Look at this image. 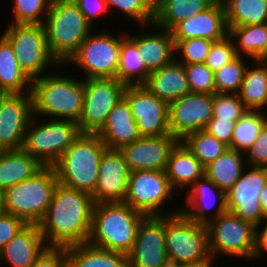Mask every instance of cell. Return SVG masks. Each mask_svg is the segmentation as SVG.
Segmentation results:
<instances>
[{
  "instance_id": "obj_1",
  "label": "cell",
  "mask_w": 267,
  "mask_h": 267,
  "mask_svg": "<svg viewBox=\"0 0 267 267\" xmlns=\"http://www.w3.org/2000/svg\"><path fill=\"white\" fill-rule=\"evenodd\" d=\"M93 208L91 194L58 183L47 212L39 224L46 245L67 248L88 243Z\"/></svg>"
},
{
  "instance_id": "obj_2",
  "label": "cell",
  "mask_w": 267,
  "mask_h": 267,
  "mask_svg": "<svg viewBox=\"0 0 267 267\" xmlns=\"http://www.w3.org/2000/svg\"><path fill=\"white\" fill-rule=\"evenodd\" d=\"M64 66L32 80L34 115L78 123L83 111L84 83L80 76L77 79L65 74L61 68Z\"/></svg>"
},
{
  "instance_id": "obj_3",
  "label": "cell",
  "mask_w": 267,
  "mask_h": 267,
  "mask_svg": "<svg viewBox=\"0 0 267 267\" xmlns=\"http://www.w3.org/2000/svg\"><path fill=\"white\" fill-rule=\"evenodd\" d=\"M144 217L145 215L124 202L94 204L88 243L99 249L128 255Z\"/></svg>"
},
{
  "instance_id": "obj_4",
  "label": "cell",
  "mask_w": 267,
  "mask_h": 267,
  "mask_svg": "<svg viewBox=\"0 0 267 267\" xmlns=\"http://www.w3.org/2000/svg\"><path fill=\"white\" fill-rule=\"evenodd\" d=\"M107 150L96 133H80L53 165L58 183L92 194L96 188L98 170Z\"/></svg>"
},
{
  "instance_id": "obj_5",
  "label": "cell",
  "mask_w": 267,
  "mask_h": 267,
  "mask_svg": "<svg viewBox=\"0 0 267 267\" xmlns=\"http://www.w3.org/2000/svg\"><path fill=\"white\" fill-rule=\"evenodd\" d=\"M44 26L53 58L65 65L94 30L73 0H53Z\"/></svg>"
},
{
  "instance_id": "obj_6",
  "label": "cell",
  "mask_w": 267,
  "mask_h": 267,
  "mask_svg": "<svg viewBox=\"0 0 267 267\" xmlns=\"http://www.w3.org/2000/svg\"><path fill=\"white\" fill-rule=\"evenodd\" d=\"M58 179L53 166H44L28 180L1 192L5 212L26 225H39L52 201Z\"/></svg>"
},
{
  "instance_id": "obj_7",
  "label": "cell",
  "mask_w": 267,
  "mask_h": 267,
  "mask_svg": "<svg viewBox=\"0 0 267 267\" xmlns=\"http://www.w3.org/2000/svg\"><path fill=\"white\" fill-rule=\"evenodd\" d=\"M165 245L169 263L215 265L209 251L207 226L182 212L165 215Z\"/></svg>"
},
{
  "instance_id": "obj_8",
  "label": "cell",
  "mask_w": 267,
  "mask_h": 267,
  "mask_svg": "<svg viewBox=\"0 0 267 267\" xmlns=\"http://www.w3.org/2000/svg\"><path fill=\"white\" fill-rule=\"evenodd\" d=\"M96 29L81 43L65 66L70 63L72 70L83 71L79 75H82V79L116 78L121 39L126 35V29L122 27L119 34L118 31L115 34L116 32L112 33L107 28L103 31ZM74 66L78 68L75 69Z\"/></svg>"
},
{
  "instance_id": "obj_9",
  "label": "cell",
  "mask_w": 267,
  "mask_h": 267,
  "mask_svg": "<svg viewBox=\"0 0 267 267\" xmlns=\"http://www.w3.org/2000/svg\"><path fill=\"white\" fill-rule=\"evenodd\" d=\"M6 25L2 35L12 45L18 64L31 80L42 77L60 66L48 48L44 24Z\"/></svg>"
},
{
  "instance_id": "obj_10",
  "label": "cell",
  "mask_w": 267,
  "mask_h": 267,
  "mask_svg": "<svg viewBox=\"0 0 267 267\" xmlns=\"http://www.w3.org/2000/svg\"><path fill=\"white\" fill-rule=\"evenodd\" d=\"M80 133L74 121L34 115L26 131L23 149L43 166H53Z\"/></svg>"
},
{
  "instance_id": "obj_11",
  "label": "cell",
  "mask_w": 267,
  "mask_h": 267,
  "mask_svg": "<svg viewBox=\"0 0 267 267\" xmlns=\"http://www.w3.org/2000/svg\"><path fill=\"white\" fill-rule=\"evenodd\" d=\"M206 226L213 264L222 255L254 261L256 227L251 223L227 211Z\"/></svg>"
},
{
  "instance_id": "obj_12",
  "label": "cell",
  "mask_w": 267,
  "mask_h": 267,
  "mask_svg": "<svg viewBox=\"0 0 267 267\" xmlns=\"http://www.w3.org/2000/svg\"><path fill=\"white\" fill-rule=\"evenodd\" d=\"M174 195L178 196L171 187L165 170H139L130 172L124 203L145 216L172 215L180 212L177 205L174 209L170 207L165 210L168 202H175L172 200Z\"/></svg>"
},
{
  "instance_id": "obj_13",
  "label": "cell",
  "mask_w": 267,
  "mask_h": 267,
  "mask_svg": "<svg viewBox=\"0 0 267 267\" xmlns=\"http://www.w3.org/2000/svg\"><path fill=\"white\" fill-rule=\"evenodd\" d=\"M83 83V111L77 124L81 133H97L123 97L125 85L116 78H89Z\"/></svg>"
},
{
  "instance_id": "obj_14",
  "label": "cell",
  "mask_w": 267,
  "mask_h": 267,
  "mask_svg": "<svg viewBox=\"0 0 267 267\" xmlns=\"http://www.w3.org/2000/svg\"><path fill=\"white\" fill-rule=\"evenodd\" d=\"M123 97L129 104L141 137L171 134L167 102L152 94L144 85L125 86Z\"/></svg>"
},
{
  "instance_id": "obj_15",
  "label": "cell",
  "mask_w": 267,
  "mask_h": 267,
  "mask_svg": "<svg viewBox=\"0 0 267 267\" xmlns=\"http://www.w3.org/2000/svg\"><path fill=\"white\" fill-rule=\"evenodd\" d=\"M266 183L267 167L247 166L226 192L227 210L257 227L266 218L259 202L260 191Z\"/></svg>"
},
{
  "instance_id": "obj_16",
  "label": "cell",
  "mask_w": 267,
  "mask_h": 267,
  "mask_svg": "<svg viewBox=\"0 0 267 267\" xmlns=\"http://www.w3.org/2000/svg\"><path fill=\"white\" fill-rule=\"evenodd\" d=\"M128 267H167L165 216H145L138 226Z\"/></svg>"
},
{
  "instance_id": "obj_17",
  "label": "cell",
  "mask_w": 267,
  "mask_h": 267,
  "mask_svg": "<svg viewBox=\"0 0 267 267\" xmlns=\"http://www.w3.org/2000/svg\"><path fill=\"white\" fill-rule=\"evenodd\" d=\"M213 118V95L187 93L169 104V130L182 141L188 134L204 130Z\"/></svg>"
},
{
  "instance_id": "obj_18",
  "label": "cell",
  "mask_w": 267,
  "mask_h": 267,
  "mask_svg": "<svg viewBox=\"0 0 267 267\" xmlns=\"http://www.w3.org/2000/svg\"><path fill=\"white\" fill-rule=\"evenodd\" d=\"M34 116L32 93L7 94L0 105V151L23 149Z\"/></svg>"
},
{
  "instance_id": "obj_19",
  "label": "cell",
  "mask_w": 267,
  "mask_h": 267,
  "mask_svg": "<svg viewBox=\"0 0 267 267\" xmlns=\"http://www.w3.org/2000/svg\"><path fill=\"white\" fill-rule=\"evenodd\" d=\"M178 142L179 140L171 134L140 137L132 143L123 145L119 151L123 154L130 172L139 170L164 171L170 153Z\"/></svg>"
},
{
  "instance_id": "obj_20",
  "label": "cell",
  "mask_w": 267,
  "mask_h": 267,
  "mask_svg": "<svg viewBox=\"0 0 267 267\" xmlns=\"http://www.w3.org/2000/svg\"><path fill=\"white\" fill-rule=\"evenodd\" d=\"M130 171L118 149H107L101 158L96 188L91 194L94 204L124 202Z\"/></svg>"
},
{
  "instance_id": "obj_21",
  "label": "cell",
  "mask_w": 267,
  "mask_h": 267,
  "mask_svg": "<svg viewBox=\"0 0 267 267\" xmlns=\"http://www.w3.org/2000/svg\"><path fill=\"white\" fill-rule=\"evenodd\" d=\"M186 205L180 206V212L191 220L207 225L211 220L227 212L226 192L220 189L206 176L197 180L186 191Z\"/></svg>"
},
{
  "instance_id": "obj_22",
  "label": "cell",
  "mask_w": 267,
  "mask_h": 267,
  "mask_svg": "<svg viewBox=\"0 0 267 267\" xmlns=\"http://www.w3.org/2000/svg\"><path fill=\"white\" fill-rule=\"evenodd\" d=\"M170 31L174 41L192 38L222 40L229 35L222 1L215 0L204 11L180 21Z\"/></svg>"
},
{
  "instance_id": "obj_23",
  "label": "cell",
  "mask_w": 267,
  "mask_h": 267,
  "mask_svg": "<svg viewBox=\"0 0 267 267\" xmlns=\"http://www.w3.org/2000/svg\"><path fill=\"white\" fill-rule=\"evenodd\" d=\"M137 49L141 52L149 73L161 69L175 59V43L171 31L161 29L154 24L141 26L138 29Z\"/></svg>"
},
{
  "instance_id": "obj_24",
  "label": "cell",
  "mask_w": 267,
  "mask_h": 267,
  "mask_svg": "<svg viewBox=\"0 0 267 267\" xmlns=\"http://www.w3.org/2000/svg\"><path fill=\"white\" fill-rule=\"evenodd\" d=\"M47 247L39 225H26L4 246L0 267H31Z\"/></svg>"
},
{
  "instance_id": "obj_25",
  "label": "cell",
  "mask_w": 267,
  "mask_h": 267,
  "mask_svg": "<svg viewBox=\"0 0 267 267\" xmlns=\"http://www.w3.org/2000/svg\"><path fill=\"white\" fill-rule=\"evenodd\" d=\"M107 149H120L139 139L137 124L128 102L122 97L108 114L103 127L96 133Z\"/></svg>"
},
{
  "instance_id": "obj_26",
  "label": "cell",
  "mask_w": 267,
  "mask_h": 267,
  "mask_svg": "<svg viewBox=\"0 0 267 267\" xmlns=\"http://www.w3.org/2000/svg\"><path fill=\"white\" fill-rule=\"evenodd\" d=\"M165 172L171 187L180 197L205 176V166L179 141L170 153Z\"/></svg>"
},
{
  "instance_id": "obj_27",
  "label": "cell",
  "mask_w": 267,
  "mask_h": 267,
  "mask_svg": "<svg viewBox=\"0 0 267 267\" xmlns=\"http://www.w3.org/2000/svg\"><path fill=\"white\" fill-rule=\"evenodd\" d=\"M144 86L168 104L190 93L184 64L176 59L150 73Z\"/></svg>"
},
{
  "instance_id": "obj_28",
  "label": "cell",
  "mask_w": 267,
  "mask_h": 267,
  "mask_svg": "<svg viewBox=\"0 0 267 267\" xmlns=\"http://www.w3.org/2000/svg\"><path fill=\"white\" fill-rule=\"evenodd\" d=\"M44 166L24 149L0 151V193L28 180Z\"/></svg>"
},
{
  "instance_id": "obj_29",
  "label": "cell",
  "mask_w": 267,
  "mask_h": 267,
  "mask_svg": "<svg viewBox=\"0 0 267 267\" xmlns=\"http://www.w3.org/2000/svg\"><path fill=\"white\" fill-rule=\"evenodd\" d=\"M149 74L137 49V32L132 34L126 29V35L121 39L116 79L125 86L144 85Z\"/></svg>"
},
{
  "instance_id": "obj_30",
  "label": "cell",
  "mask_w": 267,
  "mask_h": 267,
  "mask_svg": "<svg viewBox=\"0 0 267 267\" xmlns=\"http://www.w3.org/2000/svg\"><path fill=\"white\" fill-rule=\"evenodd\" d=\"M31 90L32 80L18 64L10 42L0 34V92L23 94Z\"/></svg>"
},
{
  "instance_id": "obj_31",
  "label": "cell",
  "mask_w": 267,
  "mask_h": 267,
  "mask_svg": "<svg viewBox=\"0 0 267 267\" xmlns=\"http://www.w3.org/2000/svg\"><path fill=\"white\" fill-rule=\"evenodd\" d=\"M215 0H155L153 24L171 30L180 21L208 8Z\"/></svg>"
},
{
  "instance_id": "obj_32",
  "label": "cell",
  "mask_w": 267,
  "mask_h": 267,
  "mask_svg": "<svg viewBox=\"0 0 267 267\" xmlns=\"http://www.w3.org/2000/svg\"><path fill=\"white\" fill-rule=\"evenodd\" d=\"M238 94L248 110L263 111L267 106V67L261 60L248 64Z\"/></svg>"
},
{
  "instance_id": "obj_33",
  "label": "cell",
  "mask_w": 267,
  "mask_h": 267,
  "mask_svg": "<svg viewBox=\"0 0 267 267\" xmlns=\"http://www.w3.org/2000/svg\"><path fill=\"white\" fill-rule=\"evenodd\" d=\"M67 267H128V256L89 243L66 248Z\"/></svg>"
},
{
  "instance_id": "obj_34",
  "label": "cell",
  "mask_w": 267,
  "mask_h": 267,
  "mask_svg": "<svg viewBox=\"0 0 267 267\" xmlns=\"http://www.w3.org/2000/svg\"><path fill=\"white\" fill-rule=\"evenodd\" d=\"M247 167L245 154L228 148L220 157L205 166V176L227 192Z\"/></svg>"
},
{
  "instance_id": "obj_35",
  "label": "cell",
  "mask_w": 267,
  "mask_h": 267,
  "mask_svg": "<svg viewBox=\"0 0 267 267\" xmlns=\"http://www.w3.org/2000/svg\"><path fill=\"white\" fill-rule=\"evenodd\" d=\"M229 35L235 43L237 56L252 61L267 57V23L232 27Z\"/></svg>"
},
{
  "instance_id": "obj_36",
  "label": "cell",
  "mask_w": 267,
  "mask_h": 267,
  "mask_svg": "<svg viewBox=\"0 0 267 267\" xmlns=\"http://www.w3.org/2000/svg\"><path fill=\"white\" fill-rule=\"evenodd\" d=\"M228 29L267 23V0H221Z\"/></svg>"
},
{
  "instance_id": "obj_37",
  "label": "cell",
  "mask_w": 267,
  "mask_h": 267,
  "mask_svg": "<svg viewBox=\"0 0 267 267\" xmlns=\"http://www.w3.org/2000/svg\"><path fill=\"white\" fill-rule=\"evenodd\" d=\"M266 122L263 111L249 110L236 122L229 148L246 154Z\"/></svg>"
},
{
  "instance_id": "obj_38",
  "label": "cell",
  "mask_w": 267,
  "mask_h": 267,
  "mask_svg": "<svg viewBox=\"0 0 267 267\" xmlns=\"http://www.w3.org/2000/svg\"><path fill=\"white\" fill-rule=\"evenodd\" d=\"M110 15L122 14L129 22L141 26L153 24L155 17V0H105ZM116 10H115V9ZM113 12V14H111ZM130 17V18H129ZM132 20V21H131ZM136 22V23H135Z\"/></svg>"
},
{
  "instance_id": "obj_39",
  "label": "cell",
  "mask_w": 267,
  "mask_h": 267,
  "mask_svg": "<svg viewBox=\"0 0 267 267\" xmlns=\"http://www.w3.org/2000/svg\"><path fill=\"white\" fill-rule=\"evenodd\" d=\"M182 142L204 166L215 161L229 148L205 130L188 134Z\"/></svg>"
},
{
  "instance_id": "obj_40",
  "label": "cell",
  "mask_w": 267,
  "mask_h": 267,
  "mask_svg": "<svg viewBox=\"0 0 267 267\" xmlns=\"http://www.w3.org/2000/svg\"><path fill=\"white\" fill-rule=\"evenodd\" d=\"M251 61L249 58L237 56L230 63L216 71L214 73L215 93L238 94L243 83L246 67Z\"/></svg>"
},
{
  "instance_id": "obj_41",
  "label": "cell",
  "mask_w": 267,
  "mask_h": 267,
  "mask_svg": "<svg viewBox=\"0 0 267 267\" xmlns=\"http://www.w3.org/2000/svg\"><path fill=\"white\" fill-rule=\"evenodd\" d=\"M12 15L6 24H44L53 0H12Z\"/></svg>"
},
{
  "instance_id": "obj_42",
  "label": "cell",
  "mask_w": 267,
  "mask_h": 267,
  "mask_svg": "<svg viewBox=\"0 0 267 267\" xmlns=\"http://www.w3.org/2000/svg\"><path fill=\"white\" fill-rule=\"evenodd\" d=\"M213 42L204 38L174 41L175 59L182 64L205 63Z\"/></svg>"
},
{
  "instance_id": "obj_43",
  "label": "cell",
  "mask_w": 267,
  "mask_h": 267,
  "mask_svg": "<svg viewBox=\"0 0 267 267\" xmlns=\"http://www.w3.org/2000/svg\"><path fill=\"white\" fill-rule=\"evenodd\" d=\"M249 110L234 93L213 94V118L225 120H239Z\"/></svg>"
},
{
  "instance_id": "obj_44",
  "label": "cell",
  "mask_w": 267,
  "mask_h": 267,
  "mask_svg": "<svg viewBox=\"0 0 267 267\" xmlns=\"http://www.w3.org/2000/svg\"><path fill=\"white\" fill-rule=\"evenodd\" d=\"M184 70L191 93H215L214 73L204 63L184 64Z\"/></svg>"
},
{
  "instance_id": "obj_45",
  "label": "cell",
  "mask_w": 267,
  "mask_h": 267,
  "mask_svg": "<svg viewBox=\"0 0 267 267\" xmlns=\"http://www.w3.org/2000/svg\"><path fill=\"white\" fill-rule=\"evenodd\" d=\"M237 57L235 43L230 35L214 41L206 58L205 65L215 73Z\"/></svg>"
},
{
  "instance_id": "obj_46",
  "label": "cell",
  "mask_w": 267,
  "mask_h": 267,
  "mask_svg": "<svg viewBox=\"0 0 267 267\" xmlns=\"http://www.w3.org/2000/svg\"><path fill=\"white\" fill-rule=\"evenodd\" d=\"M247 166L267 167V122L261 128L257 139L245 154Z\"/></svg>"
},
{
  "instance_id": "obj_47",
  "label": "cell",
  "mask_w": 267,
  "mask_h": 267,
  "mask_svg": "<svg viewBox=\"0 0 267 267\" xmlns=\"http://www.w3.org/2000/svg\"><path fill=\"white\" fill-rule=\"evenodd\" d=\"M73 1L78 6L79 10L84 14L86 20L93 26V28L98 24L97 22H99L100 17L106 18V14H110L105 0Z\"/></svg>"
},
{
  "instance_id": "obj_48",
  "label": "cell",
  "mask_w": 267,
  "mask_h": 267,
  "mask_svg": "<svg viewBox=\"0 0 267 267\" xmlns=\"http://www.w3.org/2000/svg\"><path fill=\"white\" fill-rule=\"evenodd\" d=\"M26 224L18 217L4 213L0 217V253L4 246L23 228Z\"/></svg>"
},
{
  "instance_id": "obj_49",
  "label": "cell",
  "mask_w": 267,
  "mask_h": 267,
  "mask_svg": "<svg viewBox=\"0 0 267 267\" xmlns=\"http://www.w3.org/2000/svg\"><path fill=\"white\" fill-rule=\"evenodd\" d=\"M31 267H67L66 248L47 247Z\"/></svg>"
},
{
  "instance_id": "obj_50",
  "label": "cell",
  "mask_w": 267,
  "mask_h": 267,
  "mask_svg": "<svg viewBox=\"0 0 267 267\" xmlns=\"http://www.w3.org/2000/svg\"><path fill=\"white\" fill-rule=\"evenodd\" d=\"M238 120L211 119L204 130L226 145H231L232 133Z\"/></svg>"
},
{
  "instance_id": "obj_51",
  "label": "cell",
  "mask_w": 267,
  "mask_h": 267,
  "mask_svg": "<svg viewBox=\"0 0 267 267\" xmlns=\"http://www.w3.org/2000/svg\"><path fill=\"white\" fill-rule=\"evenodd\" d=\"M267 255V217L256 227L254 261L258 262Z\"/></svg>"
},
{
  "instance_id": "obj_52",
  "label": "cell",
  "mask_w": 267,
  "mask_h": 267,
  "mask_svg": "<svg viewBox=\"0 0 267 267\" xmlns=\"http://www.w3.org/2000/svg\"><path fill=\"white\" fill-rule=\"evenodd\" d=\"M259 202L261 204L264 215L267 217V183L260 191Z\"/></svg>"
},
{
  "instance_id": "obj_53",
  "label": "cell",
  "mask_w": 267,
  "mask_h": 267,
  "mask_svg": "<svg viewBox=\"0 0 267 267\" xmlns=\"http://www.w3.org/2000/svg\"><path fill=\"white\" fill-rule=\"evenodd\" d=\"M214 265H187V264H173L169 263L167 267H213Z\"/></svg>"
},
{
  "instance_id": "obj_54",
  "label": "cell",
  "mask_w": 267,
  "mask_h": 267,
  "mask_svg": "<svg viewBox=\"0 0 267 267\" xmlns=\"http://www.w3.org/2000/svg\"><path fill=\"white\" fill-rule=\"evenodd\" d=\"M5 213V207L3 204V198L2 195L0 193V217Z\"/></svg>"
},
{
  "instance_id": "obj_55",
  "label": "cell",
  "mask_w": 267,
  "mask_h": 267,
  "mask_svg": "<svg viewBox=\"0 0 267 267\" xmlns=\"http://www.w3.org/2000/svg\"><path fill=\"white\" fill-rule=\"evenodd\" d=\"M7 95L5 92H0V105L2 103V99Z\"/></svg>"
},
{
  "instance_id": "obj_56",
  "label": "cell",
  "mask_w": 267,
  "mask_h": 267,
  "mask_svg": "<svg viewBox=\"0 0 267 267\" xmlns=\"http://www.w3.org/2000/svg\"><path fill=\"white\" fill-rule=\"evenodd\" d=\"M267 67V57H265L264 59L261 60Z\"/></svg>"
},
{
  "instance_id": "obj_57",
  "label": "cell",
  "mask_w": 267,
  "mask_h": 267,
  "mask_svg": "<svg viewBox=\"0 0 267 267\" xmlns=\"http://www.w3.org/2000/svg\"><path fill=\"white\" fill-rule=\"evenodd\" d=\"M263 113H264L265 117L267 118V106L264 108Z\"/></svg>"
}]
</instances>
